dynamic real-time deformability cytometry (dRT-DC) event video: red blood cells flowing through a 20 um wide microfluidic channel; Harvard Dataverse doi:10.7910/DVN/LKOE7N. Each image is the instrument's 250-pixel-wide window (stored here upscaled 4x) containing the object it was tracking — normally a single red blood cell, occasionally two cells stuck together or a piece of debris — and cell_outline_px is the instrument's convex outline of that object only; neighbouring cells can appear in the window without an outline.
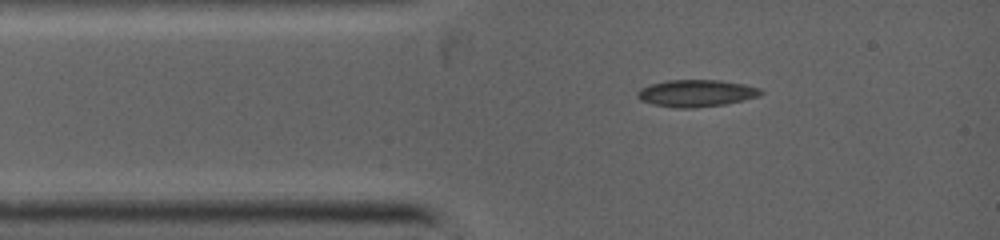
{"species": "common noctule bat (a hibernating species)", "species_latin": "Nyctalus noctula", "temperature_condition": "warm", "stored_images_in_passage": 2, "camera_frame_rate_fps": 5000, "um_per_image_px": 0.085, "animal": {"sex": "female", "body_mass_g": 19.0, "forearm_length_mm": 53.3}, "frame": {"image": 1, "passage_image": 1, "time_ms": 0.0, "image_size_px": [1000, 240], "cell_outline_px": [[764, 92], [760, 96], [744, 100], [724, 104], [692, 108], [676, 108], [652, 104], [640, 100], [636, 96], [636, 92], [640, 88], [652, 84], [668, 80], [720, 80], [744, 84], [760, 88]], "centroid_in_image_um": [59.18, 7.92], "position_along_channel_um": 25.8, "area_um2": 19.48}}
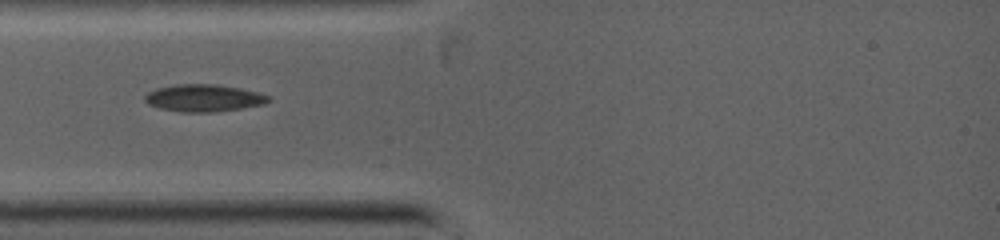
{"frame": {"image": 2, "passage_image": 2, "time_ms": 1.2, "image_size_px": [1000, 240], "cell_outline_px": [[272, 100], [264, 104], [240, 108], [212, 112], [180, 112], [160, 108], [148, 104], [144, 100], [144, 96], [148, 92], [156, 88], [176, 84], [216, 84], [240, 88], [272, 96]], "centroid_in_image_um": [17.32, 8.32], "position_along_channel_um": 67.7, "area_um2": 19.65}}